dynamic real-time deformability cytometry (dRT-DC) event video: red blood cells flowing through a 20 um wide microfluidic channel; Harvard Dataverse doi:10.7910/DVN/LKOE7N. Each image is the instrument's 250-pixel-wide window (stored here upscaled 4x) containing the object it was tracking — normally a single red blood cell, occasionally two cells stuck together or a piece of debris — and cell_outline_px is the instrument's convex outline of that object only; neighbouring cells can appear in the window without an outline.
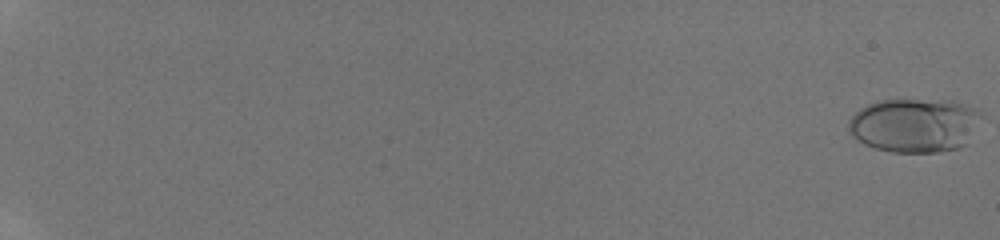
{"species": "human", "species_latin": "Homo sapiens", "temperature_condition": "room temperature", "stored_images_in_passage": 26, "camera_frame_rate_fps": 3000, "um_per_image_px": 0.085, "donor": {"sex": "male"}, "frame": {"image": 1, "passage_image": 1, "time_ms": 0.0, "image_size_px": [1000, 240], "cell_outline_px": [[980, 112], [964, 144], [960, 148], [936, 152], [892, 152], [876, 148], [860, 140], [848, 132], [848, 120], [860, 108], [868, 104], [880, 100], [952, 100], [964, 104]], "centroid_in_image_um": [77.66, 10.63], "position_along_channel_um": 7.3, "area_um2": 40.92}}
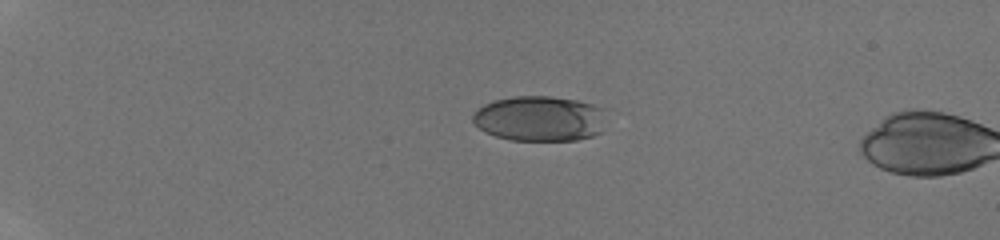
{"frame": {"image": 2, "passage_image": 21, "time_ms": 5.0, "image_size_px": [1000, 240], "cell_outline_px": [[604, 108], [600, 132], [592, 136], [576, 140], [512, 140], [496, 136], [484, 132], [472, 120], [472, 116], [476, 108], [484, 104], [496, 100], [516, 96], [552, 96], [576, 100], [592, 104]], "centroid_in_image_um": [45.83, 10.07], "position_along_channel_um": 39.2, "area_um2": 35.08}}